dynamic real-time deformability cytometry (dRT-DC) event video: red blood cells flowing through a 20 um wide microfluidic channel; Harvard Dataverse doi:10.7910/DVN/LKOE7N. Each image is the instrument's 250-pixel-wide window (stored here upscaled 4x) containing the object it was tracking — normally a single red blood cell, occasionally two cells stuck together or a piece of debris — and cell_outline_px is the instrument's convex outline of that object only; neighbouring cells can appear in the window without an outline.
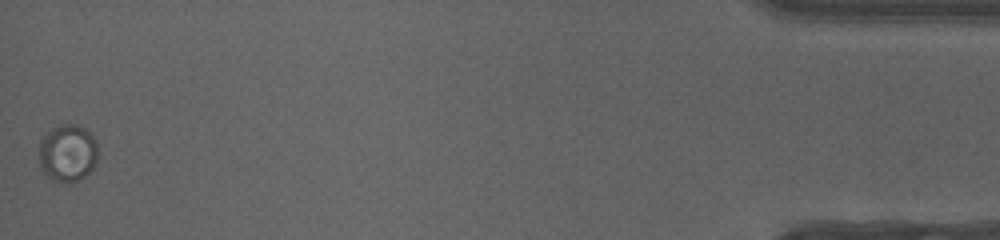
{"species": "human", "species_latin": "Homo sapiens", "temperature_condition": "cold", "stored_images_in_passage": 41, "camera_frame_rate_fps": 3000, "um_per_image_px": 0.085, "donor": {"sex": "female"}, "frame": {"image": 1, "passage_image": 41, "time_ms": 13.333, "image_size_px": [1000, 240], "cell_outline_px": [[96, 160], [92, 168], [80, 180], [72, 184], [68, 184], [56, 180], [48, 176], [44, 172], [40, 164], [40, 140], [52, 128], [64, 124], [76, 124], [84, 128], [96, 140]], "centroid_in_image_um": [5.75, 13.02], "position_along_channel_um": 429.4, "area_um2": 19.42}}